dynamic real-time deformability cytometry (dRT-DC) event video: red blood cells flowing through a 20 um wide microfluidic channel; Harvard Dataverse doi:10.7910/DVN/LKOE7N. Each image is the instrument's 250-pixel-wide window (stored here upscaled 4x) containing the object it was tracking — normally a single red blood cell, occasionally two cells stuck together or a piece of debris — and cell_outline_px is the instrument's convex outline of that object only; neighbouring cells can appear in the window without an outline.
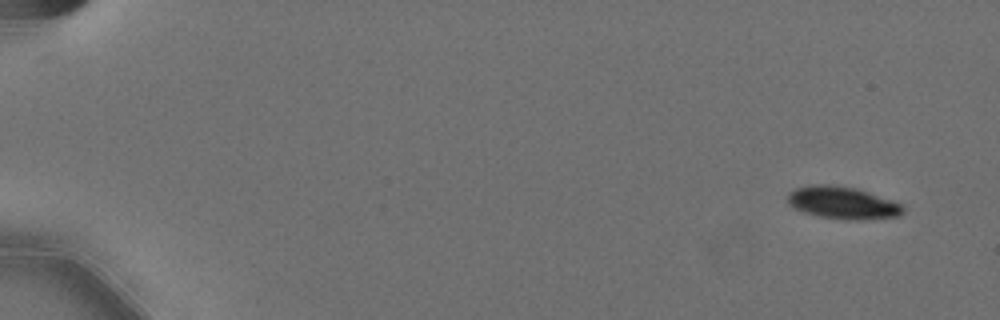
{"species": "Egyptian fruit bat (a non-hibernating species)", "species_latin": "Rousettus aegyptiacus", "temperature_condition": "cold", "stored_images_in_passage": 55, "camera_frame_rate_fps": 3000, "um_per_image_px": 0.085, "animal": {"sex": "female"}, "frame": {"image": 1, "passage_image": 1, "time_ms": 0.0, "image_size_px": [1000, 320], "cell_outline_px": [[904, 212], [900, 216], [860, 220], [856, 220], [820, 216], [804, 212], [792, 208], [788, 204], [788, 192], [796, 188], [808, 184], [832, 184], [856, 188], [892, 200], [900, 204], [904, 208]], "centroid_in_image_um": [71.59, 17.22], "position_along_channel_um": 13.4, "area_um2": 21.79}}
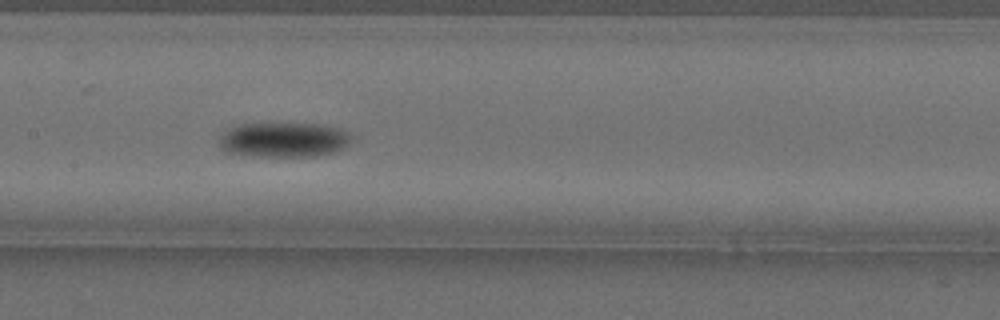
{"frame": {"image": 2, "passage_image": 28, "time_ms": 9.0, "image_size_px": [1000, 320], "cell_outline_px": [[352, 140], [344, 148], [336, 152], [316, 156], [252, 156], [224, 152], [220, 148], [220, 136], [228, 128], [240, 124], [320, 124], [340, 128], [348, 132], [352, 136]], "centroid_in_image_um": [24.13, 11.89], "position_along_channel_um": 183.3, "area_um2": 27.05}}
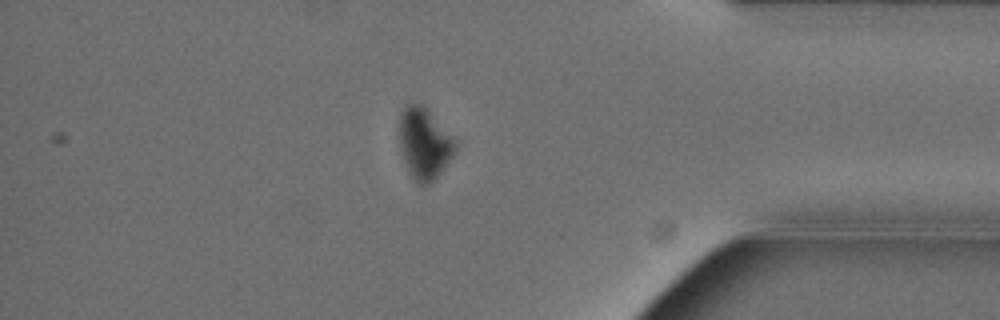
{"frame": {"image": 3, "passage_image": 48, "time_ms": 15.667, "image_size_px": [1000, 320], "cell_outline_px": [[456, 152], [444, 168], [428, 184], [420, 184], [412, 180], [408, 172], [400, 152], [400, 112], [404, 104], [420, 104], [456, 140]], "centroid_in_image_um": [36.04, 12.23], "position_along_channel_um": 399.2, "area_um2": 22.95}, "authors_computed_cell_mechanics": {"area_um2": 24.1026, "velocity_mm_per_s": 3.5667, "shape_relaxation_time_tau1_ms": 2.3399, "shape_relaxation_time_tau2_ms": null, "deformation_change_tau1": 0.108, "deformation_change_tau2": null}}